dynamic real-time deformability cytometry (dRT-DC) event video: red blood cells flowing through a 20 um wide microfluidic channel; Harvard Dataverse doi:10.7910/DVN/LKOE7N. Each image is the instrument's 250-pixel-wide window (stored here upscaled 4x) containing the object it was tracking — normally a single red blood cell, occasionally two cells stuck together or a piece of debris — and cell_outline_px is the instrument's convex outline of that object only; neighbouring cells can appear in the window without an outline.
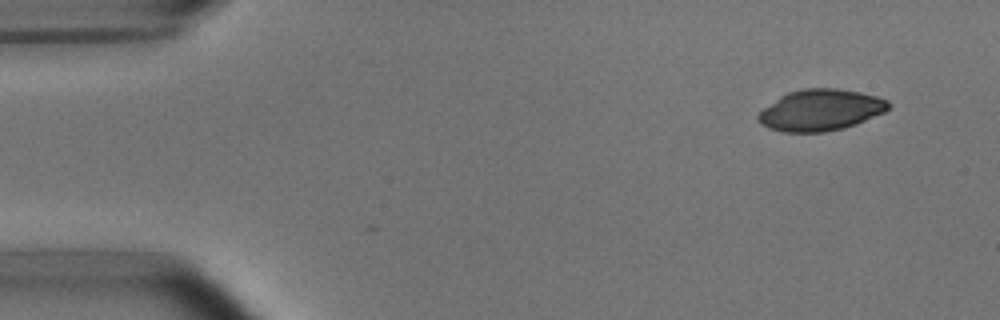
{"species": "common noctule bat (a hibernating species)", "species_latin": "Nyctalus noctula", "temperature_condition": "room temperature", "stored_images_in_passage": 3, "camera_frame_rate_fps": 3000, "um_per_image_px": 0.085, "animal": {"sex": "male", "body_mass_g": 15.6}, "frame": {"image": 1, "passage_image": 3, "time_ms": 0.667, "image_size_px": [1000, 320], "cell_outline_px": [[892, 104], [884, 112], [856, 124], [844, 128], [824, 132], [784, 132], [768, 128], [760, 124], [756, 120], [756, 116], [764, 108], [780, 96], [788, 92], [804, 88], [836, 88], [860, 92], [876, 96], [888, 100]], "centroid_in_image_um": [69.73, 9.36], "position_along_channel_um": 15.3, "area_um2": 31.44}}